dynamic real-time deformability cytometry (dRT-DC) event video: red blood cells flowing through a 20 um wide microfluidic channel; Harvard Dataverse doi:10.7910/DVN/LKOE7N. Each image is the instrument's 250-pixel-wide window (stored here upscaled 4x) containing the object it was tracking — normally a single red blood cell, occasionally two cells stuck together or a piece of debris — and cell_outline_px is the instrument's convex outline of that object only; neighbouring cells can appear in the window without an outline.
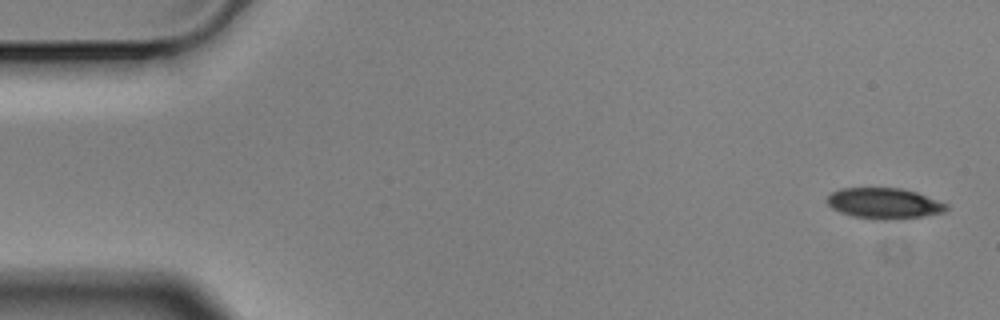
{"species": "Egyptian fruit bat (a non-hibernating species)", "species_latin": "Rousettus aegyptiacus", "temperature_condition": "cold", "stored_images_in_passage": 4, "camera_frame_rate_fps": 3000, "um_per_image_px": 0.085, "animal": {"sex": "male"}, "frame": {"image": 1, "passage_image": 1, "time_ms": 0.0, "image_size_px": [1000, 320], "cell_outline_px": [[948, 208], [944, 212], [920, 216], [888, 220], [880, 220], [852, 216], [840, 212], [832, 208], [828, 204], [828, 196], [832, 192], [840, 188], [900, 188], [916, 192], [948, 204]], "centroid_in_image_um": [75.14, 17.28], "position_along_channel_um": 9.9, "area_um2": 21.21}}
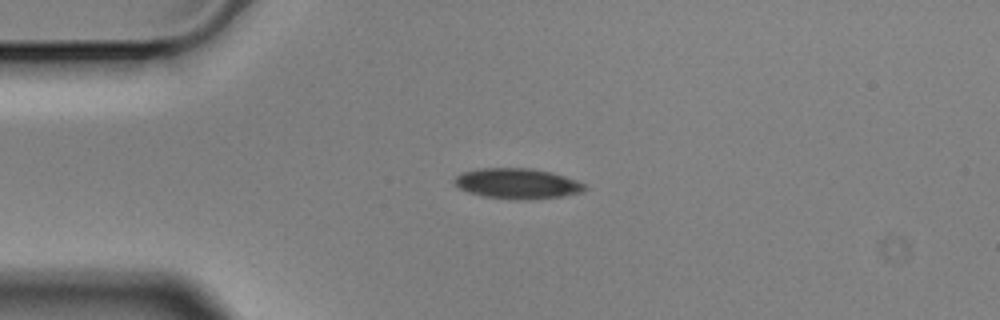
{"frame": {"image": 2, "passage_image": 4, "time_ms": 1.0, "image_size_px": [1000, 320], "cell_outline_px": [[588, 188], [584, 192], [564, 196], [528, 200], [516, 200], [484, 196], [468, 192], [460, 188], [456, 184], [456, 176], [460, 172], [476, 168], [532, 168], [552, 172], [576, 180], [584, 184]], "centroid_in_image_um": [44.01, 15.6], "position_along_channel_um": 41.0, "area_um2": 23.29}}